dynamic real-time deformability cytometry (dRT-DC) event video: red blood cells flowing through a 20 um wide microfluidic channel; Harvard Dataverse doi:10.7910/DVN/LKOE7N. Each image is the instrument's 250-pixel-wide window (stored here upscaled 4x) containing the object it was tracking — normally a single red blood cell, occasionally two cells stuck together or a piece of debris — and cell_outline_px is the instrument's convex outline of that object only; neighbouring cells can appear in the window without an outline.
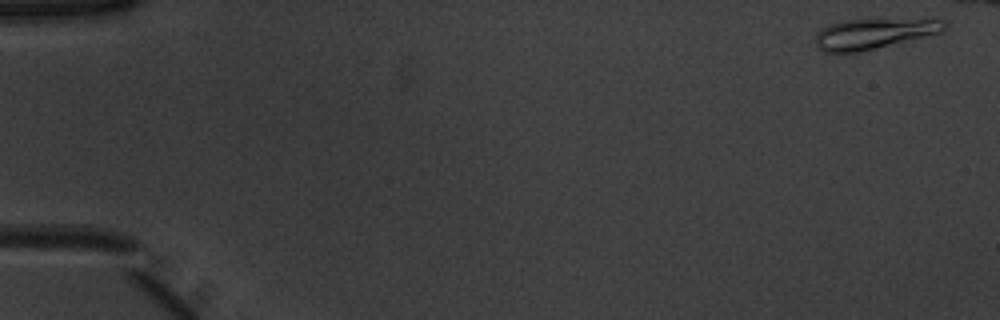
{"species": "common noctule bat (a hibernating species)", "species_latin": "Nyctalus noctula", "temperature_condition": "warm", "stored_images_in_passage": 46, "camera_frame_rate_fps": 3000, "um_per_image_px": 0.085, "animal": {"sex": "male", "body_mass_g": 20.1, "forearm_length_mm": 53.5}, "frame": {"image": 1, "passage_image": 1, "time_ms": 0.0, "image_size_px": [1000, 320], "cell_outline_px": [[948, 24], [944, 32], [860, 52], [824, 52], [816, 48], [816, 32], [820, 28], [828, 24], [840, 20], [944, 20]], "centroid_in_image_um": [74.22, 2.87], "position_along_channel_um": 10.8, "area_um2": 22.77}}
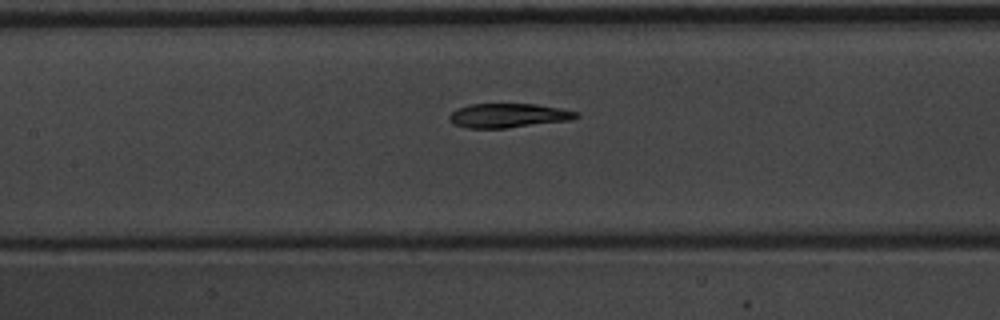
{"frame": {"image": 2, "passage_image": 24, "time_ms": 7.667, "image_size_px": [1000, 320], "cell_outline_px": [[580, 116], [572, 120], [508, 128], [464, 128], [456, 124], [448, 116], [456, 108], [468, 104], [536, 104], [560, 108], [580, 112]], "centroid_in_image_um": [43.25, 9.82], "position_along_channel_um": 164.1, "area_um2": 18.03}}
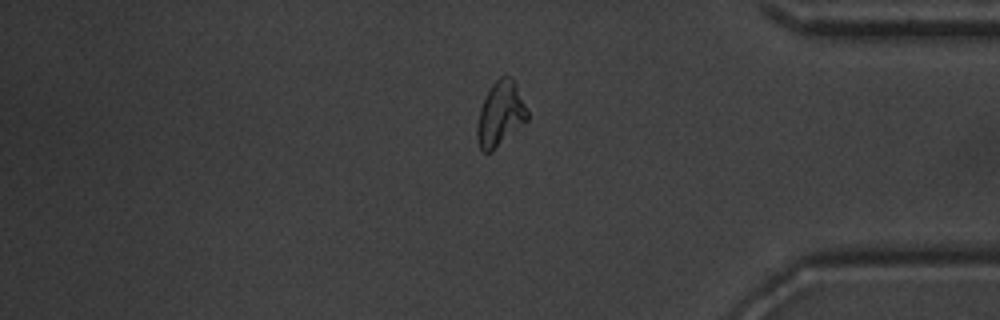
{"frame": {"image": 3, "passage_image": 43, "time_ms": 14.0, "image_size_px": [1000, 320], "cell_outline_px": [[528, 120], [492, 152], [484, 152], [480, 148], [476, 136], [476, 128], [480, 108], [492, 84], [500, 76], [512, 76], [516, 84], [528, 112]], "centroid_in_image_um": [42.53, 9.7], "position_along_channel_um": 392.7, "area_um2": 18.84}, "authors_computed_cell_mechanics": {"area_um2": 18.8717, "velocity_mm_per_s": 3.9202, "shape_relaxation_time_tau1_ms": 4.0548, "shape_relaxation_time_tau2_ms": 2.2088, "deformation_change_tau1": 0.1961, "deformation_change_tau2": 0.0994}}